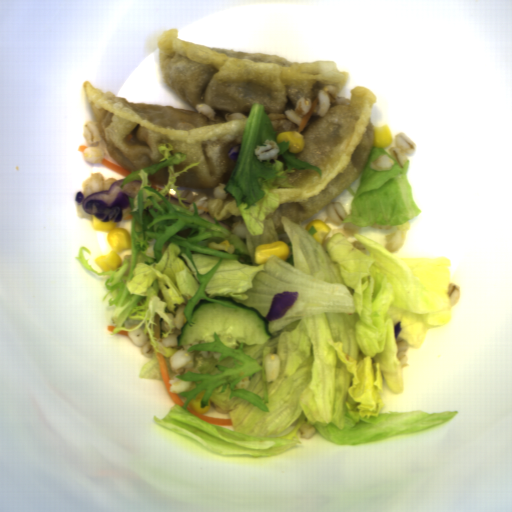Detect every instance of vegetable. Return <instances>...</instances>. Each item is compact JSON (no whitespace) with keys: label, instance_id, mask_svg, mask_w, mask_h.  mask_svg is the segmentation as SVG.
Listing matches in <instances>:
<instances>
[{"label":"vegetable","instance_id":"add77e79","mask_svg":"<svg viewBox=\"0 0 512 512\" xmlns=\"http://www.w3.org/2000/svg\"><path fill=\"white\" fill-rule=\"evenodd\" d=\"M277 133L260 103L248 115L237 160L223 191L236 202L248 232L244 242L231 230L202 218L195 202H183L175 185L177 178L199 163L175 172L174 165L186 155H171V143L158 146L162 157L153 166L131 171L124 184L142 180L135 197L128 196L131 213V253L115 270L97 272L84 257L90 248L80 246L83 267L104 282L113 306L110 318L120 331L142 328L153 354L139 377L164 380L157 353H161L169 379L174 373L170 356L182 349L164 347L159 339L173 334L177 307L187 303L188 322L202 300L221 302L231 297L246 308L253 307L268 319L269 338L263 344L226 346L220 334L214 341L193 344L187 352H219L198 357L199 373L175 376L192 382L177 394V403L155 425L190 441L203 450L226 456L273 457L295 445H303L298 433L304 423L314 426L331 443L354 445L433 428L458 414L444 411L380 413L384 382L392 393L404 392L403 370L409 367L397 358V337L418 349L432 327L451 321L448 294L451 260L403 258L361 235L354 237L367 249L354 247L337 233L317 242L313 226L307 232L281 216L289 256L271 254L256 264L257 246L281 241L271 211L280 206V195L270 189L295 188L284 173L318 166L300 161L290 152V141L277 140ZM269 139L279 153L260 161L254 150ZM164 186L156 191L150 183ZM165 195L179 199V205ZM192 204L193 210H190ZM249 376L246 389L235 388ZM206 390L201 406L209 418H232L233 426H215L186 410L189 401Z\"/></svg>","mask_w":512,"mask_h":512},{"label":"vegetable","instance_id":"ea0f7189","mask_svg":"<svg viewBox=\"0 0 512 512\" xmlns=\"http://www.w3.org/2000/svg\"><path fill=\"white\" fill-rule=\"evenodd\" d=\"M388 155L395 160L391 170L376 171L370 164ZM409 161L403 166L383 147L373 146L360 177L356 192L349 186L347 191L353 196L350 215L343 224L353 223L361 227H370L374 223L388 226L404 224L421 212L416 205L407 178Z\"/></svg>","mask_w":512,"mask_h":512}]
</instances>
